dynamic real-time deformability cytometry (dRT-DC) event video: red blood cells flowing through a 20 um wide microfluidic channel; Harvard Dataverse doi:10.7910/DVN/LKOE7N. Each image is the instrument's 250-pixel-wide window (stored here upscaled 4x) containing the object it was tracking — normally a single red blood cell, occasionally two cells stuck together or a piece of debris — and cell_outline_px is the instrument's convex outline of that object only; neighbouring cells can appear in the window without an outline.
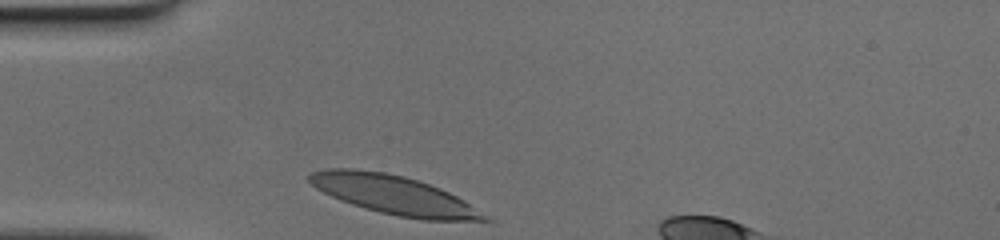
{"species": "human", "species_latin": "Homo sapiens", "temperature_condition": "cold", "stored_images_in_passage": 27, "camera_frame_rate_fps": 3000, "um_per_image_px": 0.085, "donor": {"sex": "female"}, "frame": {"image": 1, "passage_image": 1, "time_ms": 0.0, "image_size_px": [1000, 240], "cell_outline_px": [[496, 220], [420, 220], [396, 216], [364, 208], [340, 200], [316, 188], [308, 180], [308, 176], [312, 172], [328, 168], [352, 168], [384, 172], [404, 176], [440, 188], [464, 200]], "centroid_in_image_um": [33.49, 16.57], "position_along_channel_um": 51.5, "area_um2": 39.48}}
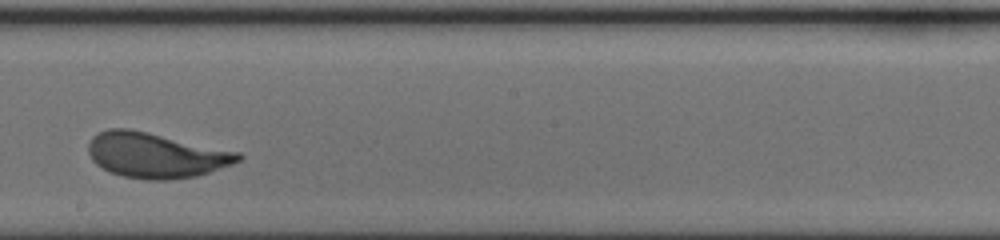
{"frame": {"image": 2, "passage_image": 16, "time_ms": 5.0, "image_size_px": [1000, 240], "cell_outline_px": [[244, 156], [240, 160], [232, 164], [196, 176], [172, 180], [144, 180], [124, 176], [108, 172], [96, 164], [92, 160], [88, 152], [88, 144], [92, 136], [108, 128], [128, 128], [148, 132], [240, 152]], "centroid_in_image_um": [13.22, 13.2], "position_along_channel_um": 235.0, "area_um2": 39.59}}
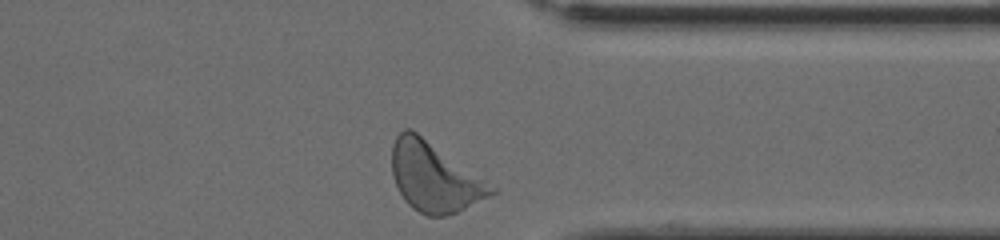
{"frame": {"image": 3, "passage_image": 27, "time_ms": 8.667, "image_size_px": [1000, 240], "cell_outline_px": [[500, 192], [492, 196], [456, 212], [444, 216], [428, 216], [412, 208], [404, 200], [392, 176], [392, 144], [396, 136], [404, 128], [412, 128], [500, 188]], "centroid_in_image_um": [36.98, 15.03], "position_along_channel_um": 374.4, "area_um2": 40.86}}